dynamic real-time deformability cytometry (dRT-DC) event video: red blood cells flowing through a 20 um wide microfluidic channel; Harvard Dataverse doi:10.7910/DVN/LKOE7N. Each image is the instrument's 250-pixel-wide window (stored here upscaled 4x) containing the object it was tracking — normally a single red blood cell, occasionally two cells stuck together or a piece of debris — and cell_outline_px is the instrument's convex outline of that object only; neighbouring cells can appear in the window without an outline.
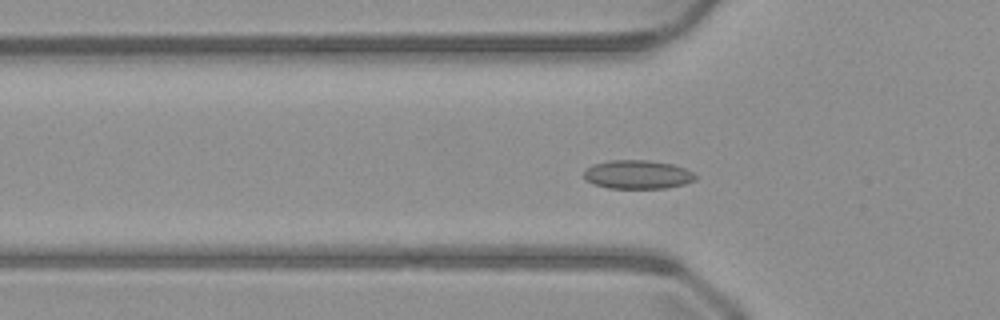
{"species": "common noctule bat (a hibernating species)", "species_latin": "Nyctalus noctula", "temperature_condition": "warm", "stored_images_in_passage": 50, "camera_frame_rate_fps": 3000, "um_per_image_px": 0.085, "animal": {"sex": "male", "body_mass_g": 23.1, "forearm_length_mm": 52.7}, "frame": {"image": 1, "passage_image": 16, "time_ms": 5.0, "image_size_px": [1000, 320], "cell_outline_px": [[696, 180], [684, 184], [668, 188], [608, 188], [592, 184], [584, 180], [584, 172], [592, 164], [608, 160], [648, 160], [672, 164], [684, 168], [692, 172], [696, 176]], "centroid_in_image_um": [54.17, 14.84], "position_along_channel_um": 71.6, "area_um2": 18.79}}
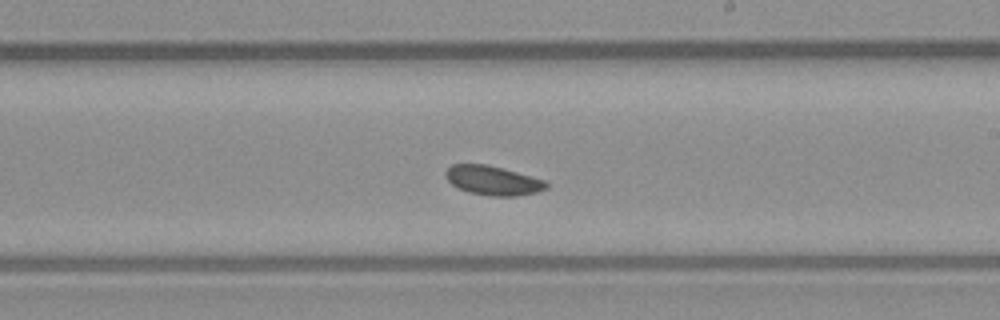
{"frame": {"image": 2, "passage_image": 29, "time_ms": 9.333, "image_size_px": [1000, 320], "cell_outline_px": [[548, 188], [536, 192], [516, 196], [488, 196], [468, 192], [456, 188], [444, 176], [444, 172], [452, 164], [484, 164], [504, 168], [548, 180]], "centroid_in_image_um": [41.91, 15.34], "position_along_channel_um": 247.1, "area_um2": 17.51}}
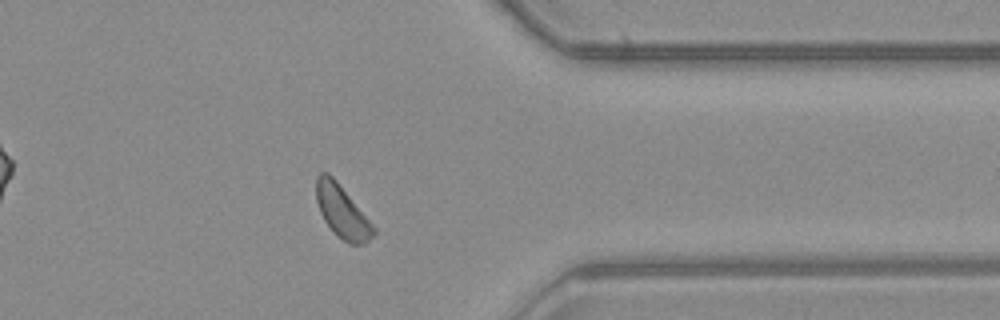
{"frame": {"image": 3, "passage_image": 40, "time_ms": 13.0, "image_size_px": [1000, 320], "cell_outline_px": [[376, 232], [364, 244], [348, 244], [324, 220], [320, 212], [316, 200], [316, 176], [320, 172], [328, 172], [336, 180], [376, 228]], "centroid_in_image_um": [29.07, 17.96], "position_along_channel_um": 382.3, "area_um2": 17.17}}